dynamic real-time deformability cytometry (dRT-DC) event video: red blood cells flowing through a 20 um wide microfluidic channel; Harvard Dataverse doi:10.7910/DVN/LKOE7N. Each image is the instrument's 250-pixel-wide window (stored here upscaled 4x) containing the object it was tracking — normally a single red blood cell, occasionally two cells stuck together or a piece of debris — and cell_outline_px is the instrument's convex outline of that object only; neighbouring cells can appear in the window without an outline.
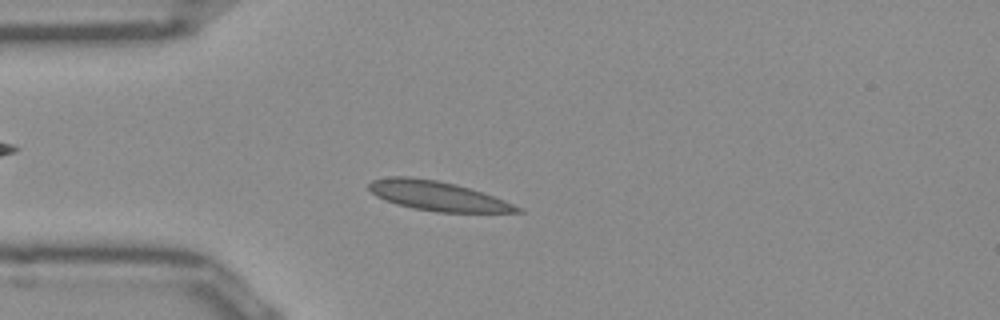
{"species": "Egyptian fruit bat (a non-hibernating species)", "species_latin": "Rousettus aegyptiacus", "temperature_condition": "room temperature", "stored_images_in_passage": 49, "camera_frame_rate_fps": 3000, "um_per_image_px": 0.085, "frame": {"image": 1, "passage_image": 11, "time_ms": 3.333, "image_size_px": [1000, 320], "cell_outline_px": [[524, 212], [436, 212], [412, 208], [396, 204], [384, 200], [376, 196], [368, 188], [368, 184], [372, 180], [392, 176], [408, 176], [436, 180], [456, 184], [504, 200], [524, 208]], "centroid_in_image_um": [37.17, 16.66], "position_along_channel_um": 47.8, "area_um2": 25.37}}
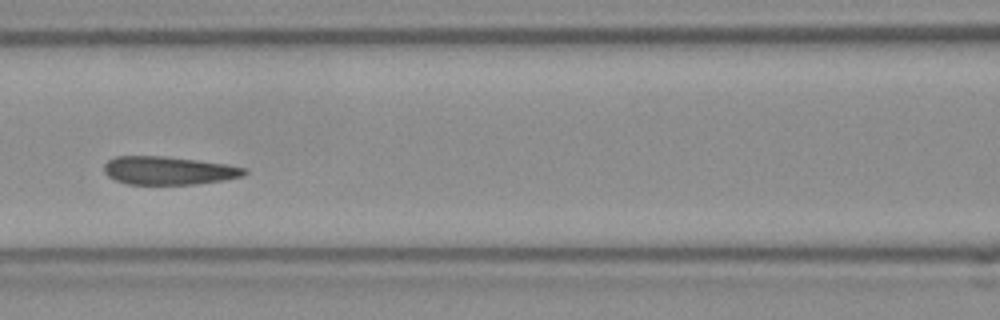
{"frame": {"image": 2, "passage_image": 20, "time_ms": 6.333, "image_size_px": [1000, 320], "cell_outline_px": [[248, 172], [244, 176], [224, 180], [192, 184], [128, 184], [116, 180], [108, 176], [104, 172], [104, 164], [108, 160], [116, 156], [164, 156], [228, 164], [248, 168]], "centroid_in_image_um": [14.36, 14.49], "position_along_channel_um": 152.2, "area_um2": 23.12}}
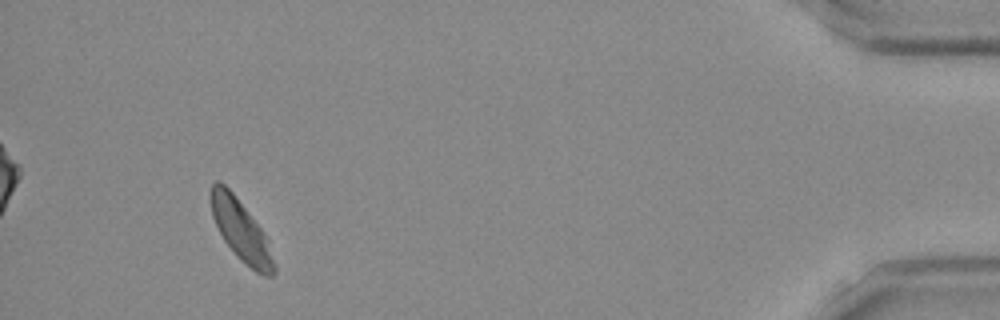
{"frame": {"image": 3, "passage_image": 46, "time_ms": 15.0, "image_size_px": [1000, 320], "cell_outline_px": [[276, 272], [272, 276], [264, 276], [256, 272], [240, 260], [236, 256], [224, 240], [212, 216], [208, 196], [212, 184], [216, 180], [220, 180], [232, 192], [264, 232], [268, 240], [276, 264]], "centroid_in_image_um": [20.48, 19.6], "position_along_channel_um": 414.7, "area_um2": 22.66}, "authors_computed_cell_mechanics": {"area_um2": 23.5824, "velocity_mm_per_s": 3.8642, "shape_relaxation_time_tau1_ms": 11.0009, "shape_relaxation_time_tau2_ms": 1.0624, "deformation_change_tau1": 0.1886, "deformation_change_tau2": 0.061}}